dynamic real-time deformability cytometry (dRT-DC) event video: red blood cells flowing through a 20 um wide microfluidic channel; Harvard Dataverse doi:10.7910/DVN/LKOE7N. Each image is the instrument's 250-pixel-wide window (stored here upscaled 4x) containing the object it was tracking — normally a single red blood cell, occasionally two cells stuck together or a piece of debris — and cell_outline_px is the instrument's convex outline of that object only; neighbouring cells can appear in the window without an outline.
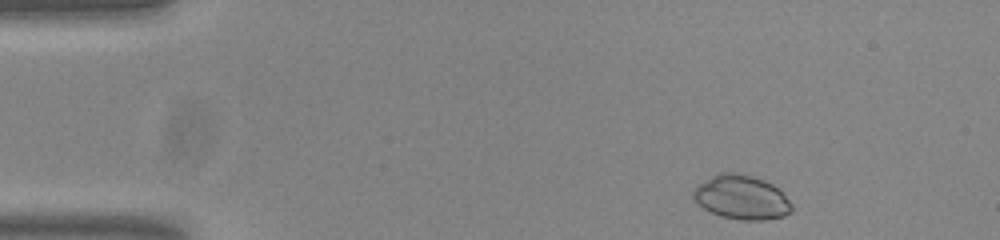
{"species": "common noctule bat (a hibernating species)", "species_latin": "Nyctalus noctula", "temperature_condition": "room temperature", "stored_images_in_passage": 49, "camera_frame_rate_fps": 3000, "um_per_image_px": 0.085, "animal": {"sex": "male", "body_mass_g": 20.0, "forearm_length_mm": 53.3}, "frame": {"image": 1, "passage_image": 2, "time_ms": 0.333, "image_size_px": [1000, 240], "cell_outline_px": [[792, 212], [784, 216], [764, 220], [740, 220], [720, 216], [704, 208], [692, 196], [692, 192], [696, 184], [720, 172], [740, 172], [764, 180], [772, 184], [792, 204]], "centroid_in_image_um": [63.01, 16.77], "position_along_channel_um": 22.0, "area_um2": 25.32}}
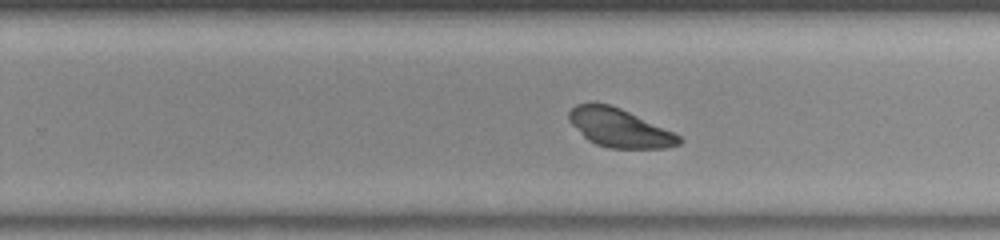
{"frame": {"image": 2, "passage_image": 29, "time_ms": 9.333, "image_size_px": [1000, 240], "cell_outline_px": [[684, 140], [680, 144], [664, 148], [608, 148], [596, 144], [588, 140], [568, 120], [568, 112], [576, 104], [592, 100], [608, 104], [620, 108], [672, 132], [680, 136]], "centroid_in_image_um": [52.6, 10.85], "position_along_channel_um": 277.2, "area_um2": 24.68}}
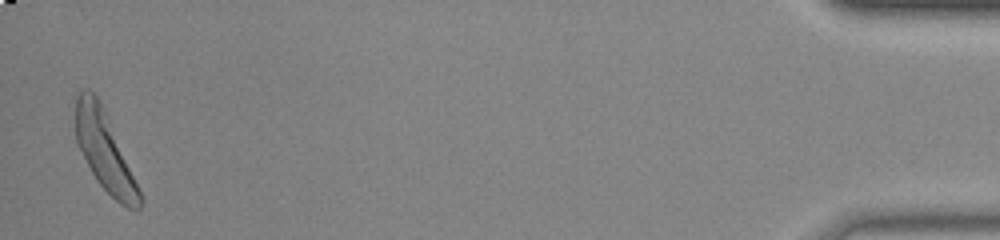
{"frame": {"image": 3, "passage_image": 48, "time_ms": 15.667, "image_size_px": [1000, 240], "cell_outline_px": [[140, 208], [128, 208], [120, 204], [96, 180], [76, 144], [76, 96], [84, 88], [88, 88], [96, 96], [100, 104], [140, 192]], "centroid_in_image_um": [8.82, 12.85], "position_along_channel_um": 426.4, "area_um2": 27.8}, "authors_computed_cell_mechanics": {"area_um2": 25.3742, "velocity_mm_per_s": 3.7697, "shape_relaxation_time_tau1_ms": null, "shape_relaxation_time_tau2_ms": 2.0113, "deformation_change_tau1": null, "deformation_change_tau2": 0.0532}}